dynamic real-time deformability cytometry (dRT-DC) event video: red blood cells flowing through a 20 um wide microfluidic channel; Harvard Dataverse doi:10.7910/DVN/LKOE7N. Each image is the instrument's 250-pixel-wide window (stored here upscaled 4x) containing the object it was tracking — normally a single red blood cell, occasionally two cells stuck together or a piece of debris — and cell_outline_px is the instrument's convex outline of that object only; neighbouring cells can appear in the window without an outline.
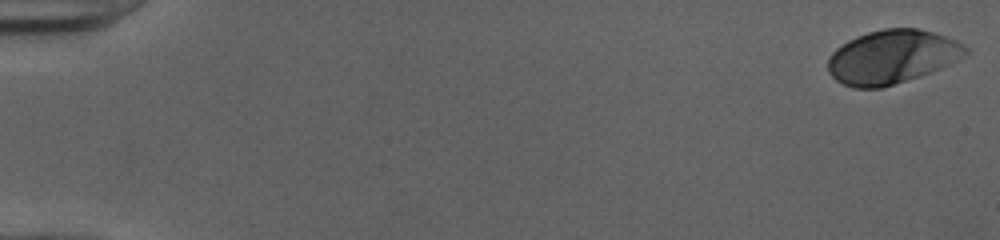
{"species": "human", "species_latin": "Homo sapiens", "temperature_condition": "cold", "stored_images_in_passage": 28, "camera_frame_rate_fps": 3000, "um_per_image_px": 0.085, "donor": {"sex": "female"}, "frame": {"image": 1, "passage_image": 1, "time_ms": 0.0, "image_size_px": [1000, 240], "cell_outline_px": [[968, 52], [960, 60], [940, 68], [884, 88], [852, 88], [836, 80], [828, 72], [828, 56], [836, 48], [848, 40], [856, 36], [868, 32], [884, 28], [916, 28], [932, 32], [956, 40], [964, 44], [968, 48]], "centroid_in_image_um": [75.81, 4.83], "position_along_channel_um": 9.2, "area_um2": 43.12}}
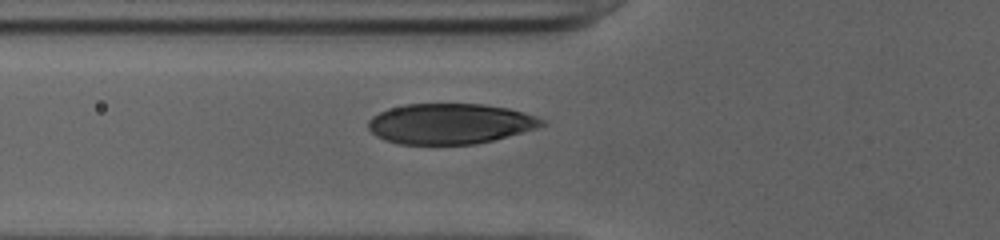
{"frame": {"image": 2, "passage_image": 20, "time_ms": 6.333, "image_size_px": [1000, 240], "cell_outline_px": [[544, 124], [536, 128], [492, 140], [476, 144], [400, 144], [384, 140], [376, 136], [368, 128], [368, 120], [372, 116], [388, 108], [404, 104], [484, 104], [508, 108], [536, 116], [544, 120]], "centroid_in_image_um": [38.21, 10.51], "position_along_channel_um": 87.6, "area_um2": 40.81}}
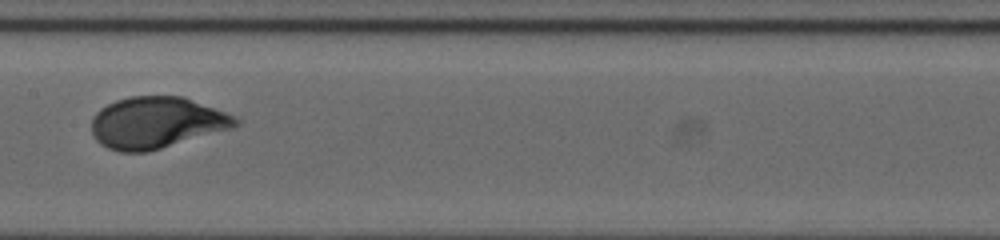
{"frame": {"image": 3, "passage_image": 28, "time_ms": 9.0, "image_size_px": [1000, 240], "cell_outline_px": [[240, 124], [232, 128], [148, 152], [120, 152], [108, 148], [100, 144], [96, 140], [92, 132], [92, 116], [100, 108], [116, 100], [128, 96], [184, 96], [236, 116], [240, 120]], "centroid_in_image_um": [13.3, 10.42], "position_along_channel_um": 194.1, "area_um2": 43.41}}